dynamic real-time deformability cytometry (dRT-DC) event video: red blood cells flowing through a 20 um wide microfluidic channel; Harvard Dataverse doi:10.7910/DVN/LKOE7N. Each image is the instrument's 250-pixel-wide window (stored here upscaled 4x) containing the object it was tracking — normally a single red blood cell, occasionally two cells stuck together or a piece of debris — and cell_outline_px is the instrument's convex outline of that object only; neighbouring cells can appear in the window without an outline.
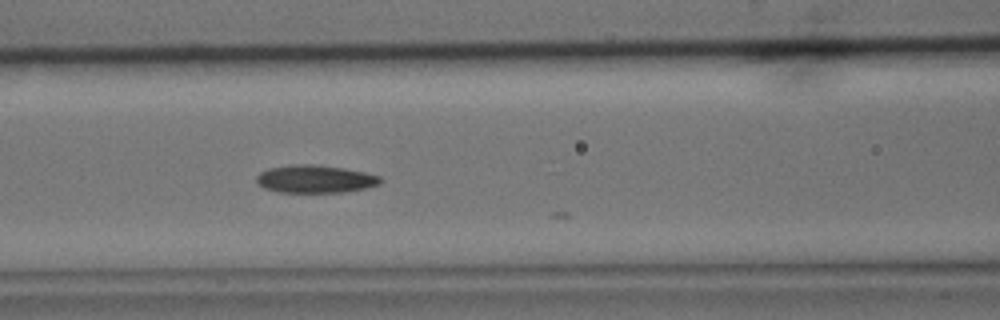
{"species": "common noctule bat (a hibernating species)", "species_latin": "Nyctalus noctula", "temperature_condition": "cold", "stored_images_in_passage": 13, "camera_frame_rate_fps": 3000, "um_per_image_px": 0.085, "animal": {"sex": "male", "body_mass_g": 15.6}, "frame": {"image": 1, "passage_image": 12, "time_ms": 3.667, "image_size_px": [1000, 320], "cell_outline_px": [[384, 180], [380, 184], [364, 188], [344, 192], [280, 192], [264, 188], [256, 180], [256, 176], [260, 172], [268, 168], [288, 164], [316, 164], [344, 168], [364, 172], [380, 176]], "centroid_in_image_um": [26.79, 15.2], "position_along_channel_um": 139.8, "area_um2": 20.17}}